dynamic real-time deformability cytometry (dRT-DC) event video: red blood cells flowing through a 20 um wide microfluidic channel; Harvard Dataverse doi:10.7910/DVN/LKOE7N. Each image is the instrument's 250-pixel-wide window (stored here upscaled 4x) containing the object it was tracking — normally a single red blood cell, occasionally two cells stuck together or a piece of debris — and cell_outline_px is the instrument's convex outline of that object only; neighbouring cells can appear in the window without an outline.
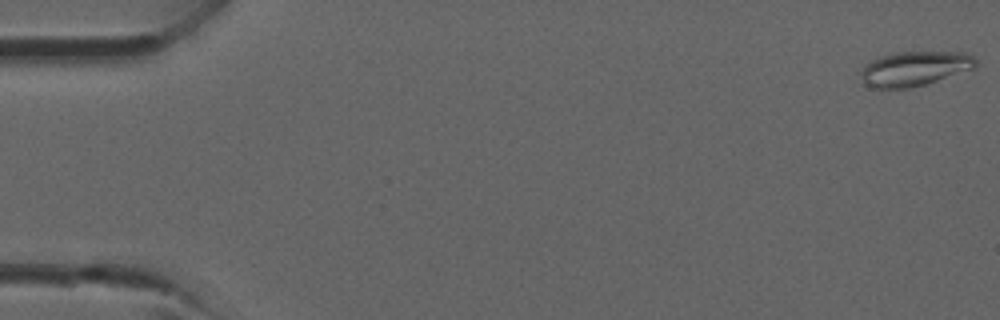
{"species": "common noctule bat (a hibernating species)", "species_latin": "Nyctalus noctula", "temperature_condition": "room temperature", "stored_images_in_passage": 10, "camera_frame_rate_fps": 3000, "um_per_image_px": 0.085, "animal": {"sex": "male", "forearm_length_mm": 52.5}, "frame": {"image": 1, "passage_image": 1, "time_ms": 0.0, "image_size_px": [1000, 320], "cell_outline_px": [[976, 68], [924, 84], [908, 88], [872, 88], [864, 84], [860, 72], [872, 60], [880, 56], [892, 52], [964, 52], [972, 56], [976, 60]], "centroid_in_image_um": [77.74, 5.82], "position_along_channel_um": 7.3, "area_um2": 23.0}}